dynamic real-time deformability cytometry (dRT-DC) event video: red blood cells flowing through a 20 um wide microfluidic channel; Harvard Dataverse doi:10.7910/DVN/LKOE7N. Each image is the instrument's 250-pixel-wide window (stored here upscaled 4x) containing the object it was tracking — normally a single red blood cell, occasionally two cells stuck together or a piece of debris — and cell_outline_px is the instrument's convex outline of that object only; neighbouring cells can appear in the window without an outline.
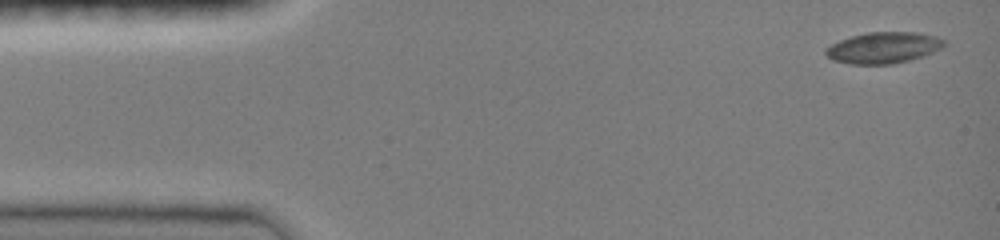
{"species": "common noctule bat (a hibernating species)", "species_latin": "Nyctalus noctula", "temperature_condition": "room temperature", "stored_images_in_passage": 26, "camera_frame_rate_fps": 3000, "um_per_image_px": 0.085, "animal": {"sex": "female", "body_mass_g": 19.0, "forearm_length_mm": 51.5}, "frame": {"image": 1, "passage_image": 1, "time_ms": 0.0, "image_size_px": [1000, 240], "cell_outline_px": [[944, 44], [940, 48], [924, 56], [892, 64], [852, 64], [832, 60], [824, 52], [824, 48], [840, 40], [852, 36], [868, 32], [916, 32], [936, 36], [944, 40]], "centroid_in_image_um": [75.06, 4.05], "position_along_channel_um": 9.9, "area_um2": 21.39}}
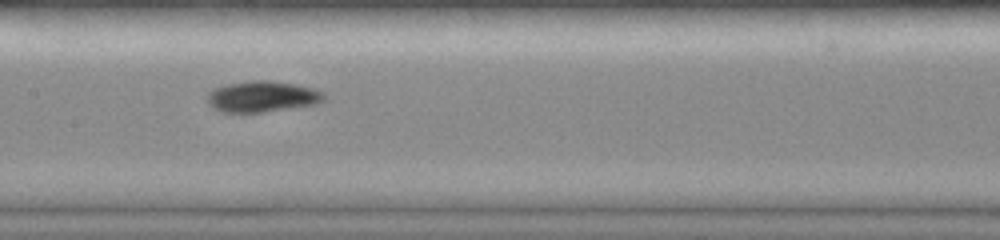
{"frame": {"image": 2, "passage_image": 11, "time_ms": 3.333, "image_size_px": [1000, 240], "cell_outline_px": [[328, 100], [316, 104], [260, 112], [220, 112], [212, 108], [208, 104], [208, 92], [212, 88], [228, 84], [248, 80], [264, 80], [296, 84], [312, 88], [324, 92]], "centroid_in_image_um": [22.29, 8.2], "position_along_channel_um": 185.1, "area_um2": 21.21}}
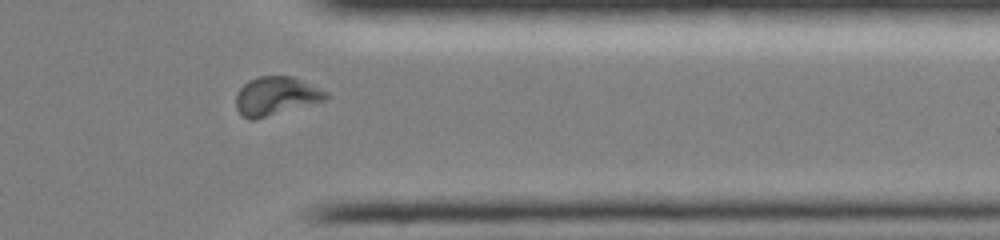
{"frame": {"image": 3, "passage_image": 22, "time_ms": 7.0, "image_size_px": [1000, 240], "cell_outline_px": [[332, 96], [328, 100], [256, 120], [248, 120], [236, 108], [236, 96], [240, 88], [248, 80], [260, 76], [292, 76], [328, 92]], "centroid_in_image_um": [23.49, 8.18], "position_along_channel_um": 387.9, "area_um2": 20.46}}